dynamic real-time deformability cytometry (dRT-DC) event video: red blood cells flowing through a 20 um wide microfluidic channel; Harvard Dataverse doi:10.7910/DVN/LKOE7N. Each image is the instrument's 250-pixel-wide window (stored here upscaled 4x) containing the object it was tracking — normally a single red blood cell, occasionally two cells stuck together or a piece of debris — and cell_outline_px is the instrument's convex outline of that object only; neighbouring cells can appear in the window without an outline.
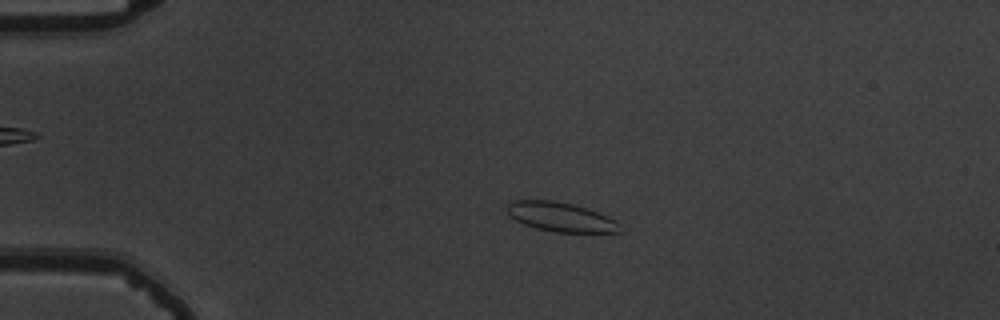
{"species": "common noctule bat (a hibernating species)", "species_latin": "Nyctalus noctula", "temperature_condition": "warm", "stored_images_in_passage": 56, "camera_frame_rate_fps": 3000, "um_per_image_px": 0.085, "animal": {"sex": "male", "body_mass_g": 19.5, "forearm_length_mm": 54.6}, "frame": {"image": 1, "passage_image": 14, "time_ms": 4.333, "image_size_px": [1000, 320], "cell_outline_px": [[620, 232], [556, 232], [536, 228], [524, 224], [508, 216], [504, 208], [512, 200], [552, 200], [572, 204], [588, 208], [608, 216], [616, 220]], "centroid_in_image_um": [47.59, 18.42], "position_along_channel_um": 37.4, "area_um2": 19.31}}
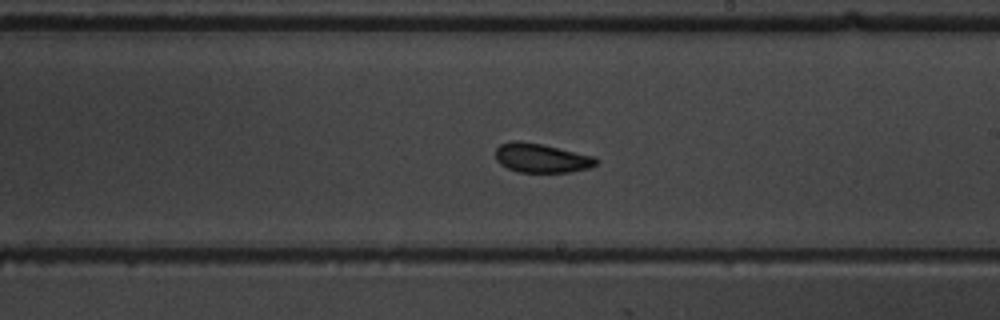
{"frame": {"image": 2, "passage_image": 34, "time_ms": 11.0, "image_size_px": [1000, 320], "cell_outline_px": [[600, 160], [596, 164], [588, 168], [572, 172], [520, 172], [508, 168], [500, 164], [496, 160], [496, 148], [500, 144], [512, 140], [520, 140], [540, 144], [596, 156]], "centroid_in_image_um": [46.03, 13.43], "position_along_channel_um": 243.0, "area_um2": 17.17}}
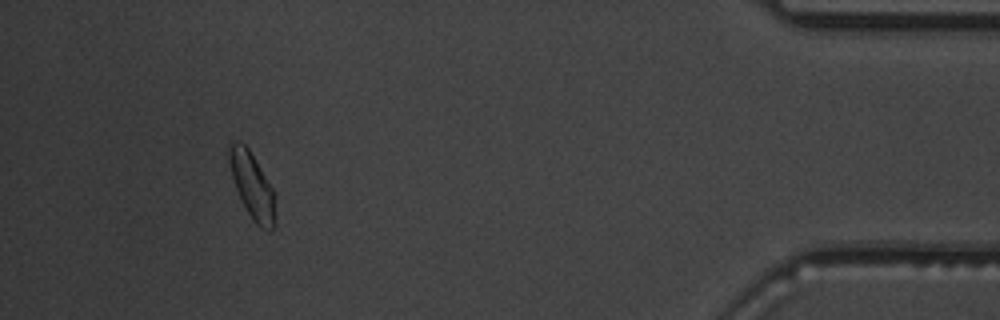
{"frame": {"image": 3, "passage_image": 52, "time_ms": 17.0, "image_size_px": [1000, 320], "cell_outline_px": [[276, 224], [272, 232], [268, 232], [260, 228], [252, 220], [236, 188], [224, 152], [228, 140], [240, 140], [248, 148], [272, 188], [276, 196]], "centroid_in_image_um": [21.41, 15.75], "position_along_channel_um": 413.8, "area_um2": 18.5}, "authors_computed_cell_mechanics": {"area_um2": 17.7446, "velocity_mm_per_s": 3.7684, "shape_relaxation_time_tau1_ms": null, "shape_relaxation_time_tau2_ms": 1.5836, "deformation_change_tau1": null, "deformation_change_tau2": 0.0685}}